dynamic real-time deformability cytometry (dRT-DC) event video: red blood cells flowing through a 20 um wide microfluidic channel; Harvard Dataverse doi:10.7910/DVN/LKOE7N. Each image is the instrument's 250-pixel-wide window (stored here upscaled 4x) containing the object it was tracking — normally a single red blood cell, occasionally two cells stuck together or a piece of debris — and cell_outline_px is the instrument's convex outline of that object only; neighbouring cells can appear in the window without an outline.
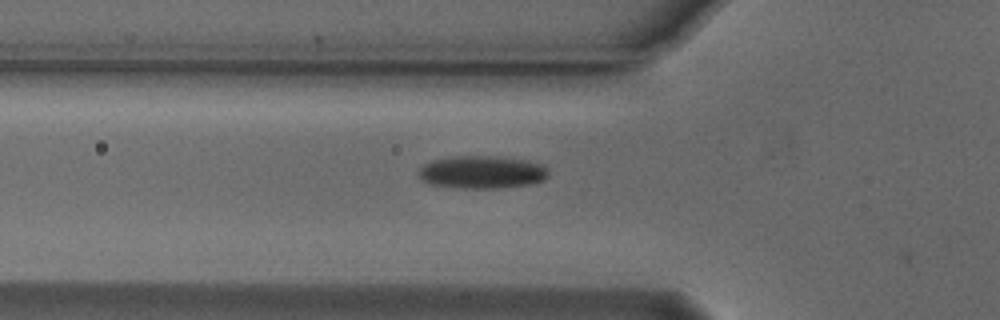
{"species": "Egyptian fruit bat (a non-hibernating species)", "species_latin": "Rousettus aegyptiacus", "temperature_condition": "cold", "stored_images_in_passage": 7, "camera_frame_rate_fps": 3000, "um_per_image_px": 0.085, "animal": {"sex": "male"}, "frame": {"image": 1, "passage_image": 6, "time_ms": 1.667, "image_size_px": [1000, 320], "cell_outline_px": [[548, 176], [544, 180], [532, 184], [496, 188], [464, 188], [432, 184], [420, 180], [420, 168], [424, 164], [432, 160], [452, 156], [488, 156], [524, 160], [540, 164], [548, 172]], "centroid_in_image_um": [40.95, 14.63], "position_along_channel_um": 84.9, "area_um2": 24.45}}